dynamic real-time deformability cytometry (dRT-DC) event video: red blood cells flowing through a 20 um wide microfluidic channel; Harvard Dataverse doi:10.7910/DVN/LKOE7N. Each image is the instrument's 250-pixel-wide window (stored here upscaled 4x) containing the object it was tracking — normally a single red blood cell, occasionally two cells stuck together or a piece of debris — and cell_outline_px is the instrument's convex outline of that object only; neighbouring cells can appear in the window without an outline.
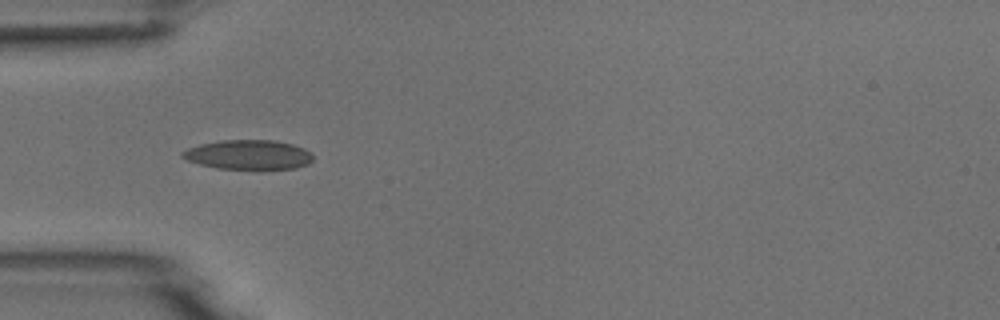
{"species": "common noctule bat (a hibernating species)", "species_latin": "Nyctalus noctula", "temperature_condition": "room temperature", "stored_images_in_passage": 6, "camera_frame_rate_fps": 3000, "um_per_image_px": 0.085, "animal": {"sex": "male", "body_mass_g": 18.8}, "frame": {"image": 1, "passage_image": 4, "time_ms": 3.333, "image_size_px": [1000, 320], "cell_outline_px": [[312, 160], [308, 164], [296, 168], [260, 172], [216, 168], [200, 164], [188, 160], [180, 156], [180, 152], [188, 148], [200, 144], [220, 140], [276, 140], [292, 144], [304, 148], [312, 152]], "centroid_in_image_um": [21.15, 13.19], "position_along_channel_um": 63.8, "area_um2": 23.47}}